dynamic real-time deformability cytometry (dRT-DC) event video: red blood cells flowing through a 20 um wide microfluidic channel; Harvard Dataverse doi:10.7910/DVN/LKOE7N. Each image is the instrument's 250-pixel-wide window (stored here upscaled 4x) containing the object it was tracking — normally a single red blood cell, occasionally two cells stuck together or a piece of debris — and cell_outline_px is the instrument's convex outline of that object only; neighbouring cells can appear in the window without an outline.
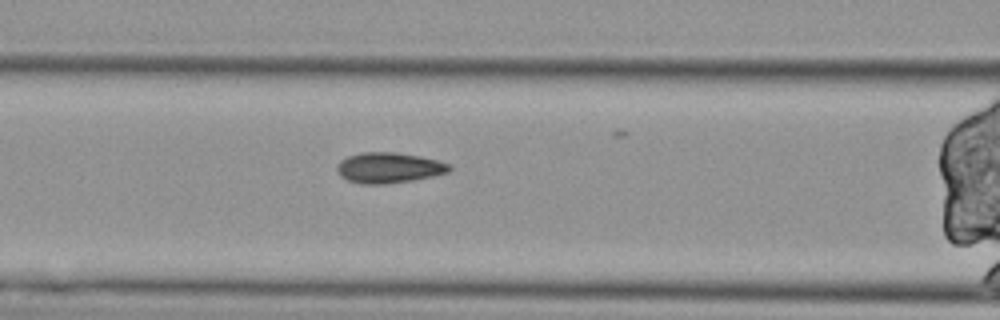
{"species": "Egyptian fruit bat (a non-hibernating species)", "species_latin": "Rousettus aegyptiacus", "temperature_condition": "cold", "stored_images_in_passage": 39, "camera_frame_rate_fps": 3000, "um_per_image_px": 0.085, "animal": {"sex": "female"}, "frame": {"image": 1, "passage_image": 16, "time_ms": 5.0, "image_size_px": [1000, 320], "cell_outline_px": [[452, 168], [448, 172], [432, 176], [412, 180], [384, 184], [360, 184], [348, 180], [340, 176], [336, 168], [336, 164], [340, 160], [348, 156], [360, 152], [396, 152], [420, 156], [452, 164]], "centroid_in_image_um": [33.03, 14.25], "position_along_channel_um": 133.6, "area_um2": 20.11}}
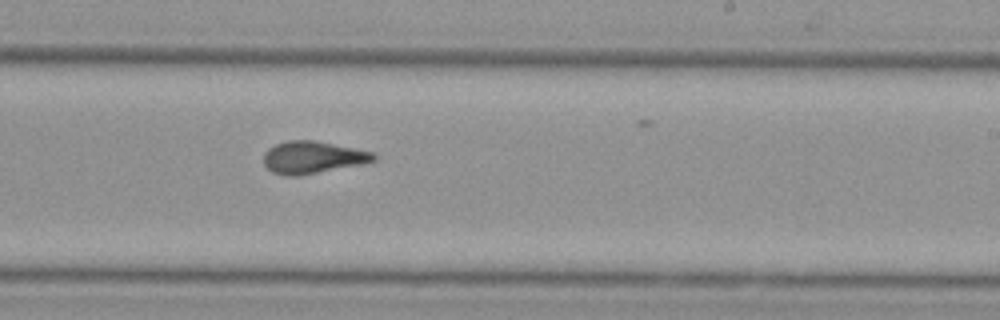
{"frame": {"image": 2, "passage_image": 27, "time_ms": 8.667, "image_size_px": [1000, 320], "cell_outline_px": [[376, 160], [364, 164], [296, 176], [284, 176], [272, 172], [264, 164], [264, 152], [268, 148], [276, 144], [288, 140], [316, 140], [372, 152], [376, 156]], "centroid_in_image_um": [26.56, 13.37], "position_along_channel_um": 262.4, "area_um2": 20.69}}
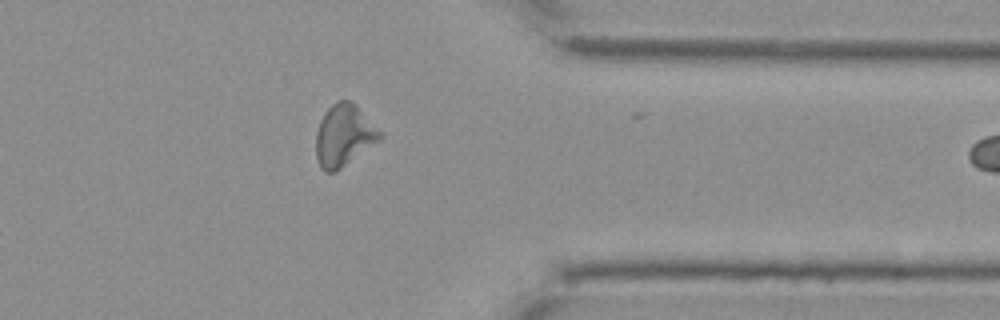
{"frame": {"image": 3, "passage_image": 38, "time_ms": 12.333, "image_size_px": [1000, 320], "cell_outline_px": [[384, 136], [380, 140], [336, 172], [324, 172], [320, 168], [316, 156], [316, 132], [320, 120], [324, 112], [336, 100], [348, 100], [356, 104], [384, 132]], "centroid_in_image_um": [29.26, 11.5], "position_along_channel_um": 382.1, "area_um2": 23.47}}